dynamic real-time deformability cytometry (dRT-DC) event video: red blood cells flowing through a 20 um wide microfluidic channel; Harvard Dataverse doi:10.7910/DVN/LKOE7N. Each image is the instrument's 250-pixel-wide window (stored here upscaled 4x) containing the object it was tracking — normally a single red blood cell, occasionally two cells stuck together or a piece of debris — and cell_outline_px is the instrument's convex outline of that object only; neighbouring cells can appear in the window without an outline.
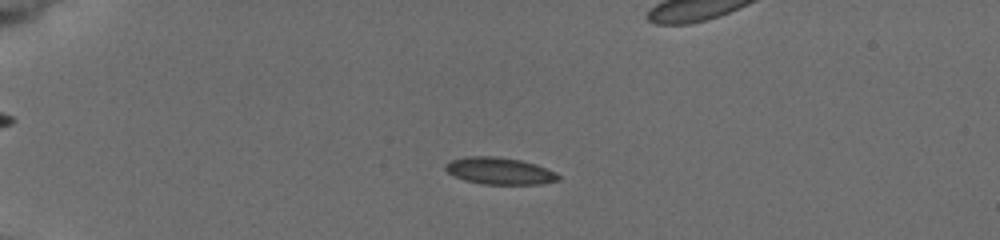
{"species": "common noctule bat (a hibernating species)", "species_latin": "Nyctalus noctula", "temperature_condition": "cold", "stored_images_in_passage": 12, "camera_frame_rate_fps": 3000, "um_per_image_px": 0.085, "animal": {"sex": "female", "body_mass_g": 19.5, "forearm_length_mm": 54.1}, "frame": {"image": 1, "passage_image": 4, "time_ms": 3.667, "image_size_px": [1000, 240], "cell_outline_px": [[560, 180], [540, 184], [480, 184], [464, 180], [448, 172], [444, 168], [444, 164], [452, 160], [468, 156], [496, 156], [520, 160], [536, 164], [556, 172], [560, 176]], "centroid_in_image_um": [42.47, 14.53], "position_along_channel_um": 42.5, "area_um2": 17.74}}
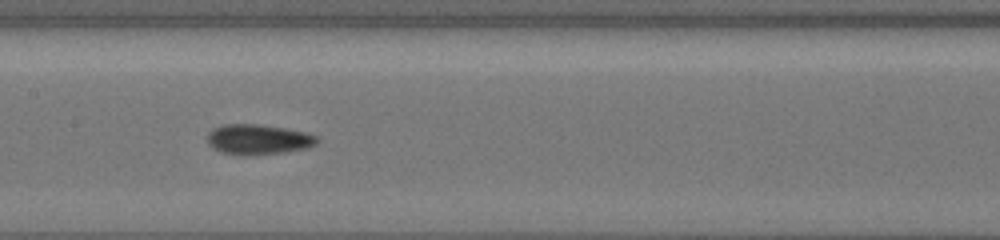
{"frame": {"image": 2, "passage_image": 9, "time_ms": 8.667, "image_size_px": [1000, 240], "cell_outline_px": [[320, 140], [316, 144], [308, 148], [284, 152], [244, 156], [240, 156], [220, 152], [212, 148], [208, 144], [208, 132], [212, 128], [220, 124], [260, 124], [284, 128], [304, 132], [316, 136]], "centroid_in_image_um": [21.91, 11.85], "position_along_channel_um": 185.5, "area_um2": 19.59}}
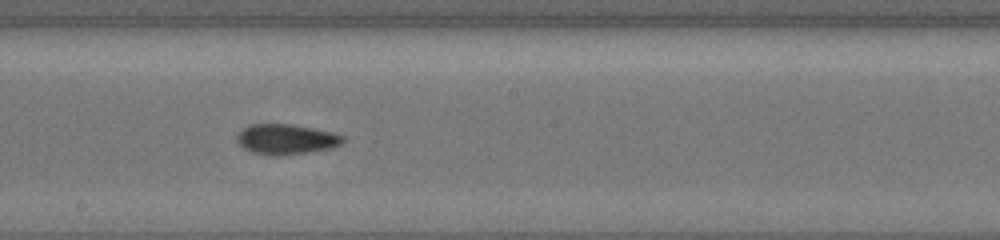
{"frame": {"image": 3, "passage_image": 10, "time_ms": 9.667, "image_size_px": [1000, 240], "cell_outline_px": [[344, 144], [332, 148], [280, 156], [268, 156], [252, 152], [244, 148], [236, 140], [236, 136], [248, 124], [292, 124], [332, 132], [344, 136]], "centroid_in_image_um": [24.33, 11.84], "position_along_channel_um": 223.9, "area_um2": 18.79}}